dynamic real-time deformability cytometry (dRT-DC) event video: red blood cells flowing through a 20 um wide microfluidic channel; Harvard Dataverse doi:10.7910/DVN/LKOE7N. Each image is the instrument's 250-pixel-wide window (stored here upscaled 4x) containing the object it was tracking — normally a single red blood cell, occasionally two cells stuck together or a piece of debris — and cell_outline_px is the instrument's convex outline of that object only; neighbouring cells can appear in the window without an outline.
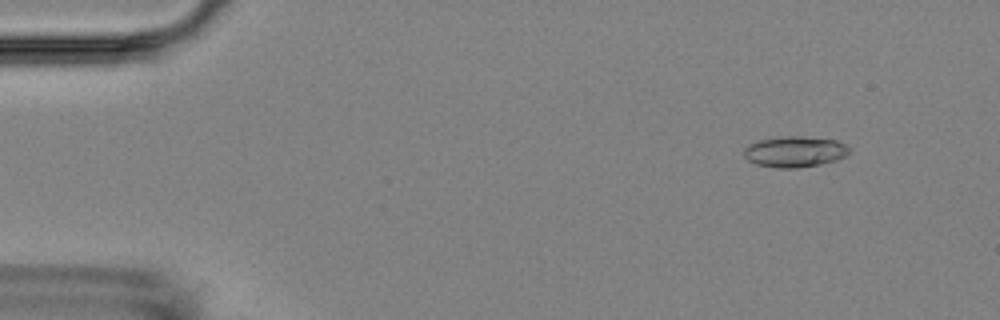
{"species": "Egyptian fruit bat (a non-hibernating species)", "species_latin": "Rousettus aegyptiacus", "temperature_condition": "room temperature", "stored_images_in_passage": 5, "camera_frame_rate_fps": 3000, "um_per_image_px": 0.085, "animal": {"sex": "female"}, "frame": {"image": 1, "passage_image": 2, "time_ms": 1.0, "image_size_px": [1000, 320], "cell_outline_px": [[848, 152], [844, 156], [836, 160], [820, 164], [796, 168], [780, 168], [756, 164], [748, 160], [744, 156], [744, 148], [748, 144], [760, 140], [784, 136], [800, 136], [836, 140], [844, 144], [848, 148]], "centroid_in_image_um": [67.52, 12.89], "position_along_channel_um": 17.5, "area_um2": 18.73}}